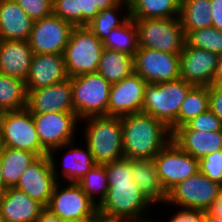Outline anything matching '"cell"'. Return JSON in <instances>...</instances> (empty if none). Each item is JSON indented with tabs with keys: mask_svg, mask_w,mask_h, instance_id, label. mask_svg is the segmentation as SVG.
<instances>
[{
	"mask_svg": "<svg viewBox=\"0 0 222 222\" xmlns=\"http://www.w3.org/2000/svg\"><path fill=\"white\" fill-rule=\"evenodd\" d=\"M105 166L109 187L105 198L97 205L99 221L134 222L143 218L152 203L133 181L132 161L123 157Z\"/></svg>",
	"mask_w": 222,
	"mask_h": 222,
	"instance_id": "cell-1",
	"label": "cell"
},
{
	"mask_svg": "<svg viewBox=\"0 0 222 222\" xmlns=\"http://www.w3.org/2000/svg\"><path fill=\"white\" fill-rule=\"evenodd\" d=\"M124 157L153 158L172 140L170 129L149 114L139 112L121 117Z\"/></svg>",
	"mask_w": 222,
	"mask_h": 222,
	"instance_id": "cell-2",
	"label": "cell"
},
{
	"mask_svg": "<svg viewBox=\"0 0 222 222\" xmlns=\"http://www.w3.org/2000/svg\"><path fill=\"white\" fill-rule=\"evenodd\" d=\"M193 87L183 79L147 83L142 112L163 122L173 133L178 128V113L186 94Z\"/></svg>",
	"mask_w": 222,
	"mask_h": 222,
	"instance_id": "cell-3",
	"label": "cell"
},
{
	"mask_svg": "<svg viewBox=\"0 0 222 222\" xmlns=\"http://www.w3.org/2000/svg\"><path fill=\"white\" fill-rule=\"evenodd\" d=\"M87 122L84 139L97 164L124 157L121 117L101 115L82 119ZM86 130V131H85Z\"/></svg>",
	"mask_w": 222,
	"mask_h": 222,
	"instance_id": "cell-4",
	"label": "cell"
},
{
	"mask_svg": "<svg viewBox=\"0 0 222 222\" xmlns=\"http://www.w3.org/2000/svg\"><path fill=\"white\" fill-rule=\"evenodd\" d=\"M104 45L87 27L74 26L63 57L68 77L96 73Z\"/></svg>",
	"mask_w": 222,
	"mask_h": 222,
	"instance_id": "cell-5",
	"label": "cell"
},
{
	"mask_svg": "<svg viewBox=\"0 0 222 222\" xmlns=\"http://www.w3.org/2000/svg\"><path fill=\"white\" fill-rule=\"evenodd\" d=\"M137 27L139 47L180 54L186 43L180 18L133 19Z\"/></svg>",
	"mask_w": 222,
	"mask_h": 222,
	"instance_id": "cell-6",
	"label": "cell"
},
{
	"mask_svg": "<svg viewBox=\"0 0 222 222\" xmlns=\"http://www.w3.org/2000/svg\"><path fill=\"white\" fill-rule=\"evenodd\" d=\"M74 113L78 119L108 115L111 84L99 73H89L70 78Z\"/></svg>",
	"mask_w": 222,
	"mask_h": 222,
	"instance_id": "cell-7",
	"label": "cell"
},
{
	"mask_svg": "<svg viewBox=\"0 0 222 222\" xmlns=\"http://www.w3.org/2000/svg\"><path fill=\"white\" fill-rule=\"evenodd\" d=\"M0 132L5 147L48 154L41 145L32 113L27 109L0 113Z\"/></svg>",
	"mask_w": 222,
	"mask_h": 222,
	"instance_id": "cell-8",
	"label": "cell"
},
{
	"mask_svg": "<svg viewBox=\"0 0 222 222\" xmlns=\"http://www.w3.org/2000/svg\"><path fill=\"white\" fill-rule=\"evenodd\" d=\"M221 190L222 184L212 181L198 171L174 186L168 192L166 203L180 208L206 211Z\"/></svg>",
	"mask_w": 222,
	"mask_h": 222,
	"instance_id": "cell-9",
	"label": "cell"
},
{
	"mask_svg": "<svg viewBox=\"0 0 222 222\" xmlns=\"http://www.w3.org/2000/svg\"><path fill=\"white\" fill-rule=\"evenodd\" d=\"M53 158L48 154L39 156L27 167L14 186L44 207L48 206L54 188L58 183L59 175Z\"/></svg>",
	"mask_w": 222,
	"mask_h": 222,
	"instance_id": "cell-10",
	"label": "cell"
},
{
	"mask_svg": "<svg viewBox=\"0 0 222 222\" xmlns=\"http://www.w3.org/2000/svg\"><path fill=\"white\" fill-rule=\"evenodd\" d=\"M160 182L168 193L174 186L199 171V160L171 140L154 158Z\"/></svg>",
	"mask_w": 222,
	"mask_h": 222,
	"instance_id": "cell-11",
	"label": "cell"
},
{
	"mask_svg": "<svg viewBox=\"0 0 222 222\" xmlns=\"http://www.w3.org/2000/svg\"><path fill=\"white\" fill-rule=\"evenodd\" d=\"M59 184L58 181L47 209L62 220L98 219L97 205L78 183L68 182L64 188Z\"/></svg>",
	"mask_w": 222,
	"mask_h": 222,
	"instance_id": "cell-12",
	"label": "cell"
},
{
	"mask_svg": "<svg viewBox=\"0 0 222 222\" xmlns=\"http://www.w3.org/2000/svg\"><path fill=\"white\" fill-rule=\"evenodd\" d=\"M133 58L134 73L147 83L180 79V54L139 47Z\"/></svg>",
	"mask_w": 222,
	"mask_h": 222,
	"instance_id": "cell-13",
	"label": "cell"
},
{
	"mask_svg": "<svg viewBox=\"0 0 222 222\" xmlns=\"http://www.w3.org/2000/svg\"><path fill=\"white\" fill-rule=\"evenodd\" d=\"M74 26L52 14L34 21L28 40L34 53L63 54Z\"/></svg>",
	"mask_w": 222,
	"mask_h": 222,
	"instance_id": "cell-14",
	"label": "cell"
},
{
	"mask_svg": "<svg viewBox=\"0 0 222 222\" xmlns=\"http://www.w3.org/2000/svg\"><path fill=\"white\" fill-rule=\"evenodd\" d=\"M41 145L49 152L74 141L78 117L74 112L32 114Z\"/></svg>",
	"mask_w": 222,
	"mask_h": 222,
	"instance_id": "cell-15",
	"label": "cell"
},
{
	"mask_svg": "<svg viewBox=\"0 0 222 222\" xmlns=\"http://www.w3.org/2000/svg\"><path fill=\"white\" fill-rule=\"evenodd\" d=\"M146 84L136 73L111 84L108 115L123 117L142 112Z\"/></svg>",
	"mask_w": 222,
	"mask_h": 222,
	"instance_id": "cell-16",
	"label": "cell"
},
{
	"mask_svg": "<svg viewBox=\"0 0 222 222\" xmlns=\"http://www.w3.org/2000/svg\"><path fill=\"white\" fill-rule=\"evenodd\" d=\"M218 55L188 46L180 53V78L193 86H210L217 67Z\"/></svg>",
	"mask_w": 222,
	"mask_h": 222,
	"instance_id": "cell-17",
	"label": "cell"
},
{
	"mask_svg": "<svg viewBox=\"0 0 222 222\" xmlns=\"http://www.w3.org/2000/svg\"><path fill=\"white\" fill-rule=\"evenodd\" d=\"M70 78L47 87L28 91L27 109L32 114L74 112Z\"/></svg>",
	"mask_w": 222,
	"mask_h": 222,
	"instance_id": "cell-18",
	"label": "cell"
},
{
	"mask_svg": "<svg viewBox=\"0 0 222 222\" xmlns=\"http://www.w3.org/2000/svg\"><path fill=\"white\" fill-rule=\"evenodd\" d=\"M63 54L34 53L25 79L26 90L32 91L68 79Z\"/></svg>",
	"mask_w": 222,
	"mask_h": 222,
	"instance_id": "cell-19",
	"label": "cell"
},
{
	"mask_svg": "<svg viewBox=\"0 0 222 222\" xmlns=\"http://www.w3.org/2000/svg\"><path fill=\"white\" fill-rule=\"evenodd\" d=\"M45 207L15 187L0 198V217L5 222H36Z\"/></svg>",
	"mask_w": 222,
	"mask_h": 222,
	"instance_id": "cell-20",
	"label": "cell"
},
{
	"mask_svg": "<svg viewBox=\"0 0 222 222\" xmlns=\"http://www.w3.org/2000/svg\"><path fill=\"white\" fill-rule=\"evenodd\" d=\"M33 55L28 41L0 40V73L25 81Z\"/></svg>",
	"mask_w": 222,
	"mask_h": 222,
	"instance_id": "cell-21",
	"label": "cell"
},
{
	"mask_svg": "<svg viewBox=\"0 0 222 222\" xmlns=\"http://www.w3.org/2000/svg\"><path fill=\"white\" fill-rule=\"evenodd\" d=\"M34 21L14 0H0V40L28 41Z\"/></svg>",
	"mask_w": 222,
	"mask_h": 222,
	"instance_id": "cell-22",
	"label": "cell"
},
{
	"mask_svg": "<svg viewBox=\"0 0 222 222\" xmlns=\"http://www.w3.org/2000/svg\"><path fill=\"white\" fill-rule=\"evenodd\" d=\"M172 140L183 151L198 160L222 150V131L175 130L172 133Z\"/></svg>",
	"mask_w": 222,
	"mask_h": 222,
	"instance_id": "cell-23",
	"label": "cell"
},
{
	"mask_svg": "<svg viewBox=\"0 0 222 222\" xmlns=\"http://www.w3.org/2000/svg\"><path fill=\"white\" fill-rule=\"evenodd\" d=\"M132 161L133 181L144 196L153 204H166L168 193L162 186L153 160L130 159Z\"/></svg>",
	"mask_w": 222,
	"mask_h": 222,
	"instance_id": "cell-24",
	"label": "cell"
},
{
	"mask_svg": "<svg viewBox=\"0 0 222 222\" xmlns=\"http://www.w3.org/2000/svg\"><path fill=\"white\" fill-rule=\"evenodd\" d=\"M70 148L69 151L65 152V156L63 157V166L62 173L63 180L65 183L75 182L77 183L88 171H90L97 163L95 162L92 153L89 148L85 146V148L81 149L78 147H74L73 141L65 144L64 146L56 147L51 149L48 152V156H55L53 153L56 151ZM56 150V151H55Z\"/></svg>",
	"mask_w": 222,
	"mask_h": 222,
	"instance_id": "cell-25",
	"label": "cell"
},
{
	"mask_svg": "<svg viewBox=\"0 0 222 222\" xmlns=\"http://www.w3.org/2000/svg\"><path fill=\"white\" fill-rule=\"evenodd\" d=\"M97 73L110 84L117 83L134 73V58L128 54L104 48Z\"/></svg>",
	"mask_w": 222,
	"mask_h": 222,
	"instance_id": "cell-26",
	"label": "cell"
},
{
	"mask_svg": "<svg viewBox=\"0 0 222 222\" xmlns=\"http://www.w3.org/2000/svg\"><path fill=\"white\" fill-rule=\"evenodd\" d=\"M38 157L30 151L4 146L0 155V164L6 187H14L27 167Z\"/></svg>",
	"mask_w": 222,
	"mask_h": 222,
	"instance_id": "cell-27",
	"label": "cell"
},
{
	"mask_svg": "<svg viewBox=\"0 0 222 222\" xmlns=\"http://www.w3.org/2000/svg\"><path fill=\"white\" fill-rule=\"evenodd\" d=\"M181 0H128L132 19L173 18L180 14Z\"/></svg>",
	"mask_w": 222,
	"mask_h": 222,
	"instance_id": "cell-28",
	"label": "cell"
},
{
	"mask_svg": "<svg viewBox=\"0 0 222 222\" xmlns=\"http://www.w3.org/2000/svg\"><path fill=\"white\" fill-rule=\"evenodd\" d=\"M210 0H181L180 22L185 35L189 31L212 27Z\"/></svg>",
	"mask_w": 222,
	"mask_h": 222,
	"instance_id": "cell-29",
	"label": "cell"
},
{
	"mask_svg": "<svg viewBox=\"0 0 222 222\" xmlns=\"http://www.w3.org/2000/svg\"><path fill=\"white\" fill-rule=\"evenodd\" d=\"M26 82L0 73V113L27 107Z\"/></svg>",
	"mask_w": 222,
	"mask_h": 222,
	"instance_id": "cell-30",
	"label": "cell"
},
{
	"mask_svg": "<svg viewBox=\"0 0 222 222\" xmlns=\"http://www.w3.org/2000/svg\"><path fill=\"white\" fill-rule=\"evenodd\" d=\"M102 43L105 49L116 50L134 57L139 48L134 20L128 17L122 25L113 29Z\"/></svg>",
	"mask_w": 222,
	"mask_h": 222,
	"instance_id": "cell-31",
	"label": "cell"
},
{
	"mask_svg": "<svg viewBox=\"0 0 222 222\" xmlns=\"http://www.w3.org/2000/svg\"><path fill=\"white\" fill-rule=\"evenodd\" d=\"M210 108L208 86H193L181 104L178 113V127L185 125Z\"/></svg>",
	"mask_w": 222,
	"mask_h": 222,
	"instance_id": "cell-32",
	"label": "cell"
},
{
	"mask_svg": "<svg viewBox=\"0 0 222 222\" xmlns=\"http://www.w3.org/2000/svg\"><path fill=\"white\" fill-rule=\"evenodd\" d=\"M126 6V14L122 18L118 19V11H121V8ZM118 10V11H117ZM130 17L129 15V4L128 0H121L117 5L101 10L96 17L90 21L87 27L101 40L103 41L113 29L122 25L126 19Z\"/></svg>",
	"mask_w": 222,
	"mask_h": 222,
	"instance_id": "cell-33",
	"label": "cell"
},
{
	"mask_svg": "<svg viewBox=\"0 0 222 222\" xmlns=\"http://www.w3.org/2000/svg\"><path fill=\"white\" fill-rule=\"evenodd\" d=\"M85 194L96 204H100L108 190V174L105 164H96L77 182ZM99 194L98 198H95ZM96 199V201H95ZM98 199V202H97ZM97 202V203H96Z\"/></svg>",
	"mask_w": 222,
	"mask_h": 222,
	"instance_id": "cell-34",
	"label": "cell"
},
{
	"mask_svg": "<svg viewBox=\"0 0 222 222\" xmlns=\"http://www.w3.org/2000/svg\"><path fill=\"white\" fill-rule=\"evenodd\" d=\"M185 39L188 46L203 49L218 56L222 55V31L215 27L189 31Z\"/></svg>",
	"mask_w": 222,
	"mask_h": 222,
	"instance_id": "cell-35",
	"label": "cell"
},
{
	"mask_svg": "<svg viewBox=\"0 0 222 222\" xmlns=\"http://www.w3.org/2000/svg\"><path fill=\"white\" fill-rule=\"evenodd\" d=\"M53 14L73 26H82V11H79L78 0H53Z\"/></svg>",
	"mask_w": 222,
	"mask_h": 222,
	"instance_id": "cell-36",
	"label": "cell"
},
{
	"mask_svg": "<svg viewBox=\"0 0 222 222\" xmlns=\"http://www.w3.org/2000/svg\"><path fill=\"white\" fill-rule=\"evenodd\" d=\"M176 130H197L205 132L222 131V122L210 109H208L206 112L199 114Z\"/></svg>",
	"mask_w": 222,
	"mask_h": 222,
	"instance_id": "cell-37",
	"label": "cell"
},
{
	"mask_svg": "<svg viewBox=\"0 0 222 222\" xmlns=\"http://www.w3.org/2000/svg\"><path fill=\"white\" fill-rule=\"evenodd\" d=\"M199 171L212 181L222 184V150H217L201 158Z\"/></svg>",
	"mask_w": 222,
	"mask_h": 222,
	"instance_id": "cell-38",
	"label": "cell"
},
{
	"mask_svg": "<svg viewBox=\"0 0 222 222\" xmlns=\"http://www.w3.org/2000/svg\"><path fill=\"white\" fill-rule=\"evenodd\" d=\"M121 0H78L82 11V26H87L101 10L117 5Z\"/></svg>",
	"mask_w": 222,
	"mask_h": 222,
	"instance_id": "cell-39",
	"label": "cell"
},
{
	"mask_svg": "<svg viewBox=\"0 0 222 222\" xmlns=\"http://www.w3.org/2000/svg\"><path fill=\"white\" fill-rule=\"evenodd\" d=\"M33 20H39L53 14V0H14Z\"/></svg>",
	"mask_w": 222,
	"mask_h": 222,
	"instance_id": "cell-40",
	"label": "cell"
},
{
	"mask_svg": "<svg viewBox=\"0 0 222 222\" xmlns=\"http://www.w3.org/2000/svg\"><path fill=\"white\" fill-rule=\"evenodd\" d=\"M205 216V210L180 208L170 222H205Z\"/></svg>",
	"mask_w": 222,
	"mask_h": 222,
	"instance_id": "cell-41",
	"label": "cell"
},
{
	"mask_svg": "<svg viewBox=\"0 0 222 222\" xmlns=\"http://www.w3.org/2000/svg\"><path fill=\"white\" fill-rule=\"evenodd\" d=\"M210 110L222 122V85L211 84L208 87Z\"/></svg>",
	"mask_w": 222,
	"mask_h": 222,
	"instance_id": "cell-42",
	"label": "cell"
},
{
	"mask_svg": "<svg viewBox=\"0 0 222 222\" xmlns=\"http://www.w3.org/2000/svg\"><path fill=\"white\" fill-rule=\"evenodd\" d=\"M212 27L222 31V0H210Z\"/></svg>",
	"mask_w": 222,
	"mask_h": 222,
	"instance_id": "cell-43",
	"label": "cell"
},
{
	"mask_svg": "<svg viewBox=\"0 0 222 222\" xmlns=\"http://www.w3.org/2000/svg\"><path fill=\"white\" fill-rule=\"evenodd\" d=\"M206 211L212 216L222 217V190Z\"/></svg>",
	"mask_w": 222,
	"mask_h": 222,
	"instance_id": "cell-44",
	"label": "cell"
},
{
	"mask_svg": "<svg viewBox=\"0 0 222 222\" xmlns=\"http://www.w3.org/2000/svg\"><path fill=\"white\" fill-rule=\"evenodd\" d=\"M36 222H62V219L45 207Z\"/></svg>",
	"mask_w": 222,
	"mask_h": 222,
	"instance_id": "cell-45",
	"label": "cell"
},
{
	"mask_svg": "<svg viewBox=\"0 0 222 222\" xmlns=\"http://www.w3.org/2000/svg\"><path fill=\"white\" fill-rule=\"evenodd\" d=\"M212 84L222 85V55L218 57L217 67L213 77Z\"/></svg>",
	"mask_w": 222,
	"mask_h": 222,
	"instance_id": "cell-46",
	"label": "cell"
},
{
	"mask_svg": "<svg viewBox=\"0 0 222 222\" xmlns=\"http://www.w3.org/2000/svg\"><path fill=\"white\" fill-rule=\"evenodd\" d=\"M6 190H7V187L3 180L2 166L0 164V198L4 195Z\"/></svg>",
	"mask_w": 222,
	"mask_h": 222,
	"instance_id": "cell-47",
	"label": "cell"
},
{
	"mask_svg": "<svg viewBox=\"0 0 222 222\" xmlns=\"http://www.w3.org/2000/svg\"><path fill=\"white\" fill-rule=\"evenodd\" d=\"M205 222H222V217L212 216L206 211Z\"/></svg>",
	"mask_w": 222,
	"mask_h": 222,
	"instance_id": "cell-48",
	"label": "cell"
},
{
	"mask_svg": "<svg viewBox=\"0 0 222 222\" xmlns=\"http://www.w3.org/2000/svg\"><path fill=\"white\" fill-rule=\"evenodd\" d=\"M99 219L62 220V222H98Z\"/></svg>",
	"mask_w": 222,
	"mask_h": 222,
	"instance_id": "cell-49",
	"label": "cell"
},
{
	"mask_svg": "<svg viewBox=\"0 0 222 222\" xmlns=\"http://www.w3.org/2000/svg\"><path fill=\"white\" fill-rule=\"evenodd\" d=\"M3 148H4V144H3V139L1 137V132H0V155H1L2 151H3Z\"/></svg>",
	"mask_w": 222,
	"mask_h": 222,
	"instance_id": "cell-50",
	"label": "cell"
},
{
	"mask_svg": "<svg viewBox=\"0 0 222 222\" xmlns=\"http://www.w3.org/2000/svg\"><path fill=\"white\" fill-rule=\"evenodd\" d=\"M141 219H142V218H140V219H138L137 221H134V222H143V221H144V222H153V221H146V220H143V219L141 220Z\"/></svg>",
	"mask_w": 222,
	"mask_h": 222,
	"instance_id": "cell-51",
	"label": "cell"
}]
</instances>
